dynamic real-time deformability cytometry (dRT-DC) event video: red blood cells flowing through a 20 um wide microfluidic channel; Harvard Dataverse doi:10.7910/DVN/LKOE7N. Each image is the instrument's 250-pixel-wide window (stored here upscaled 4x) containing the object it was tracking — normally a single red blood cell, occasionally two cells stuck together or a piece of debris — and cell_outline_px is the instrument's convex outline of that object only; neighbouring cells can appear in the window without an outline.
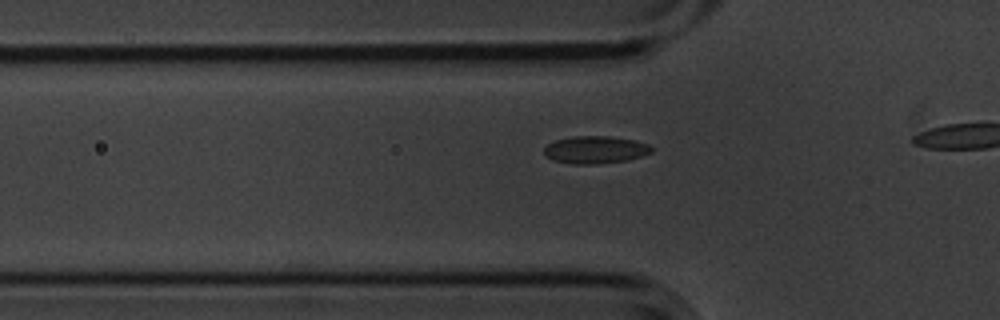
{"species": "common noctule bat (a hibernating species)", "species_latin": "Nyctalus noctula", "temperature_condition": "cold", "stored_images_in_passage": 13, "camera_frame_rate_fps": 3000, "um_per_image_px": 0.085, "animal": {"sex": "male", "body_mass_g": 20.1, "forearm_length_mm": 53.5}, "frame": {"image": 1, "passage_image": 10, "time_ms": 3.0, "image_size_px": [1000, 320], "cell_outline_px": [[652, 152], [628, 160], [600, 164], [572, 164], [556, 160], [544, 156], [544, 148], [548, 144], [556, 140], [576, 136], [608, 136], [636, 140], [648, 144], [652, 148]], "centroid_in_image_um": [50.61, 12.73], "position_along_channel_um": 75.2, "area_um2": 17.17}}